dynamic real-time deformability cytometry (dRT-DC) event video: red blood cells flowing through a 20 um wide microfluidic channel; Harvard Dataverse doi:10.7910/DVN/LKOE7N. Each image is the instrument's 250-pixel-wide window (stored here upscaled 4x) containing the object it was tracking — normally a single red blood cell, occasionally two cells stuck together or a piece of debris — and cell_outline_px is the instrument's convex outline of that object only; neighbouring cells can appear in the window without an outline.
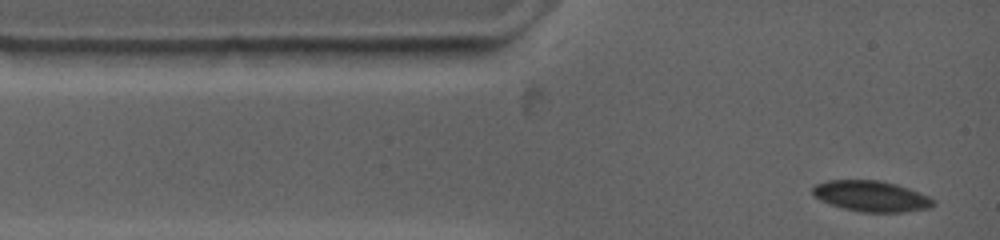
{"species": "common noctule bat (a hibernating species)", "species_latin": "Nyctalus noctula", "temperature_condition": "warm", "stored_images_in_passage": 29, "camera_frame_rate_fps": 4500, "um_per_image_px": 0.085, "animal": {"sex": "female", "body_mass_g": 19.0, "forearm_length_mm": 53.3}, "frame": {"image": 1, "passage_image": 1, "time_ms": 0.0, "image_size_px": [1000, 240], "cell_outline_px": [[936, 204], [932, 208], [904, 212], [860, 212], [828, 204], [812, 196], [812, 188], [816, 184], [828, 180], [876, 180], [892, 184], [928, 196], [936, 200]], "centroid_in_image_um": [74.02, 16.69], "position_along_channel_um": 11.0, "area_um2": 21.56}}
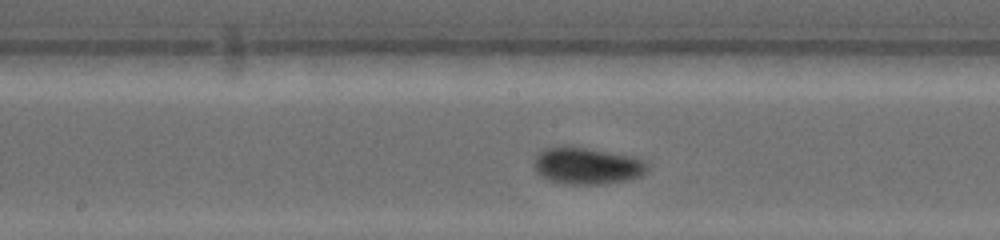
{"frame": {"image": 2, "passage_image": 15, "time_ms": 6.0, "image_size_px": [1000, 240], "cell_outline_px": [[648, 168], [640, 176], [624, 180], [604, 184], [572, 184], [548, 180], [536, 172], [532, 164], [536, 156], [540, 152], [548, 148], [560, 144], [568, 144], [632, 156], [644, 160], [648, 164]], "centroid_in_image_um": [49.86, 14.06], "position_along_channel_um": 198.3, "area_um2": 24.57}}
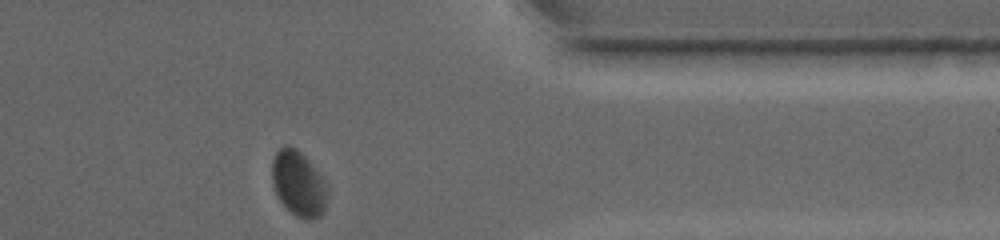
{"frame": {"image": 3, "passage_image": 29, "time_ms": 11.556, "image_size_px": [1000, 240], "cell_outline_px": [[328, 192], [324, 212], [320, 216], [308, 220], [292, 212], [276, 196], [272, 184], [272, 160], [276, 152], [284, 144], [288, 144], [296, 148], [312, 164], [328, 184]], "centroid_in_image_um": [25.38, 15.58], "position_along_channel_um": 386.0, "area_um2": 21.15}, "authors_computed_cell_mechanics": {"area_um2": 23.2356, "velocity_mm_per_s": 3.6574, "shape_relaxation_time_tau1_ms": 3.0905, "shape_relaxation_time_tau2_ms": null, "deformation_change_tau1": 0.0834, "deformation_change_tau2": null}}